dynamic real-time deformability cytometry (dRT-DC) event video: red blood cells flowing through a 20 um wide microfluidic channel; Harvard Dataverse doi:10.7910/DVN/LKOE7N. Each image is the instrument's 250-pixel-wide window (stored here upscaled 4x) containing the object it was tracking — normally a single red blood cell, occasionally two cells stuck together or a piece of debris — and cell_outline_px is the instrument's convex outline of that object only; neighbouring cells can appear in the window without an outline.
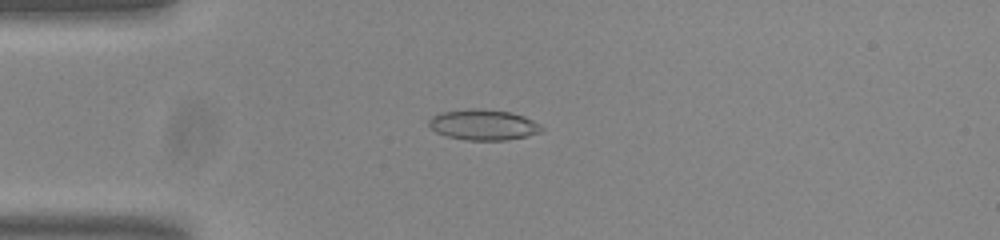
{"species": "common noctule bat (a hibernating species)", "species_latin": "Nyctalus noctula", "temperature_condition": "room temperature", "stored_images_in_passage": 42, "camera_frame_rate_fps": 3000, "um_per_image_px": 0.085, "animal": {"sex": "male", "body_mass_g": 20.0, "forearm_length_mm": 53.3}, "frame": {"image": 1, "passage_image": 2, "time_ms": 0.333, "image_size_px": [1000, 240], "cell_outline_px": [[544, 128], [540, 132], [508, 140], [468, 140], [448, 136], [436, 132], [428, 124], [428, 120], [432, 116], [444, 112], [468, 108], [476, 108], [512, 112], [524, 116], [540, 124]], "centroid_in_image_um": [41.09, 10.6], "position_along_channel_um": 43.9, "area_um2": 20.0}}
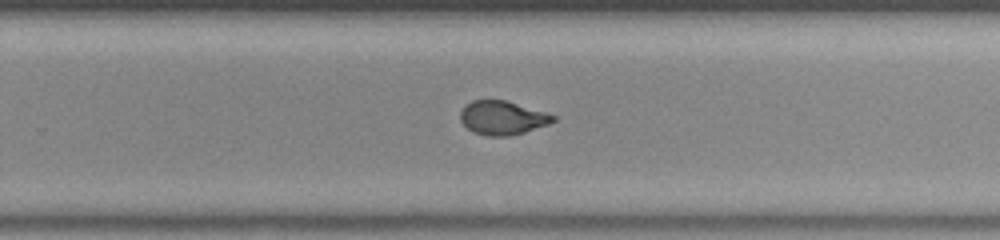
{"frame": {"image": 2, "passage_image": 23, "time_ms": 7.333, "image_size_px": [1000, 240], "cell_outline_px": [[556, 120], [548, 124], [524, 132], [508, 136], [488, 136], [476, 132], [468, 128], [460, 120], [460, 112], [472, 100], [504, 100], [544, 112], [556, 116]], "centroid_in_image_um": [42.71, 10.02], "position_along_channel_um": 287.1, "area_um2": 17.86}}
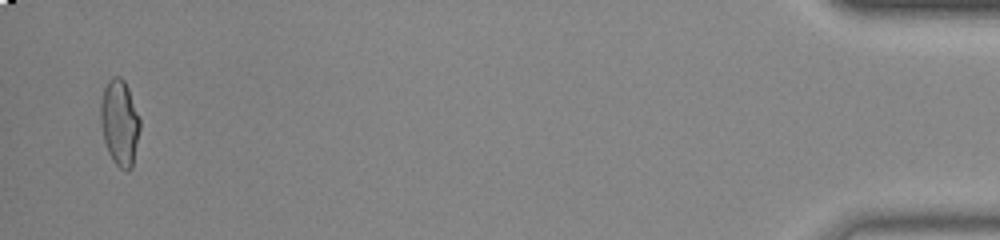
{"frame": {"image": 3, "passage_image": 41, "time_ms": 13.333, "image_size_px": [1000, 240], "cell_outline_px": [[140, 128], [132, 168], [128, 172], [120, 168], [112, 160], [108, 152], [104, 140], [100, 124], [100, 104], [104, 88], [108, 80], [112, 76], [120, 76], [124, 80], [128, 88], [140, 120]], "centroid_in_image_um": [10.16, 10.43], "position_along_channel_um": 425.0, "area_um2": 19.77}, "authors_computed_cell_mechanics": {"area_um2": 18.9584, "velocity_mm_per_s": 3.7693, "shape_relaxation_time_tau1_ms": null, "shape_relaxation_time_tau2_ms": 0.9304, "deformation_change_tau1": null, "deformation_change_tau2": 0.0633}}